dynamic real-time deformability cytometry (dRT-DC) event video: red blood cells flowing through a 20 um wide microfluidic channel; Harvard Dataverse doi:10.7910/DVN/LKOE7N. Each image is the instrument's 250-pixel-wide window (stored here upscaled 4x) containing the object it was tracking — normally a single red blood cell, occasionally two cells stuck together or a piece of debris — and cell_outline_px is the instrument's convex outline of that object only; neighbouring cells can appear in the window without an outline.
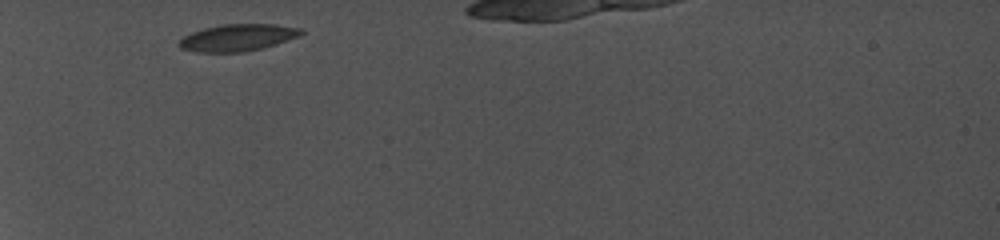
{"species": "common noctule bat (a hibernating species)", "species_latin": "Nyctalus noctula", "temperature_condition": "cold", "stored_images_in_passage": 37, "camera_frame_rate_fps": 5000, "um_per_image_px": 0.085, "animal": {"sex": "female", "body_mass_g": 19.0, "forearm_length_mm": 56.7}, "frame": {"image": 1, "passage_image": 1, "time_ms": 0.0, "image_size_px": [1000, 240], "cell_outline_px": [[304, 32], [300, 36], [276, 44], [244, 52], [196, 52], [180, 48], [176, 44], [184, 36], [192, 32], [204, 28], [220, 24], [276, 24], [304, 28]], "centroid_in_image_um": [20.22, 3.19], "position_along_channel_um": 64.8, "area_um2": 19.31}}
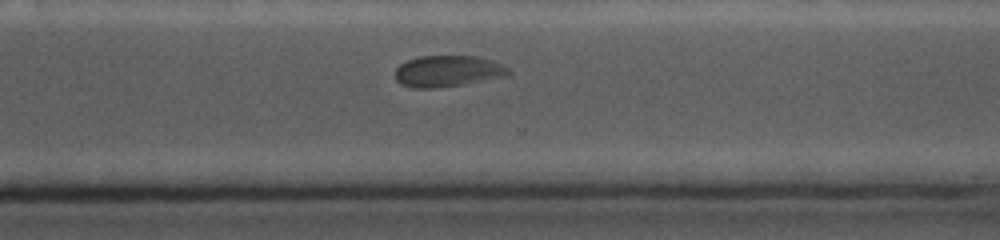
{"frame": {"image": 2, "passage_image": 26, "time_ms": 7.8, "image_size_px": [1000, 240], "cell_outline_px": [[512, 72], [504, 76], [460, 84], [436, 88], [412, 88], [400, 84], [396, 80], [396, 68], [400, 64], [408, 60], [420, 56], [476, 56], [488, 60], [508, 68]], "centroid_in_image_um": [37.98, 6.05], "position_along_channel_um": 332.6, "area_um2": 20.23}}
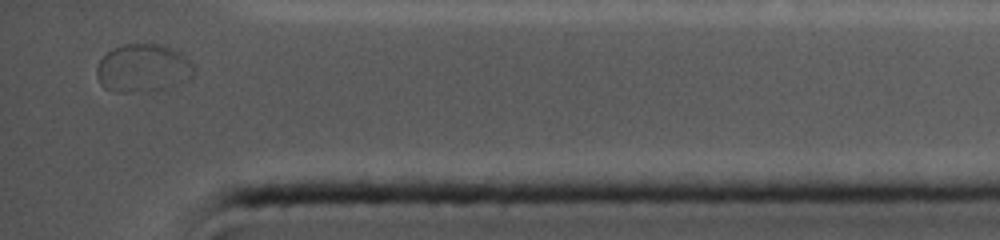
{"frame": {"image": 3, "passage_image": 37, "time_ms": 10.2, "image_size_px": [1000, 240], "cell_outline_px": [[196, 68], [192, 76], [188, 80], [164, 88], [124, 92], [116, 92], [104, 88], [100, 84], [96, 76], [96, 68], [100, 60], [112, 48], [124, 44], [160, 44], [172, 48], [180, 52]], "centroid_in_image_um": [12.13, 5.78], "position_along_channel_um": 423.1, "area_um2": 27.05}, "authors_computed_cell_mechanics": {"area_um2": 20.6924, "velocity_mm_per_s": 3.7949, "shape_relaxation_time_tau1_ms": 4.0974, "shape_relaxation_time_tau2_ms": null, "deformation_change_tau1": 0.0756, "deformation_change_tau2": null}}